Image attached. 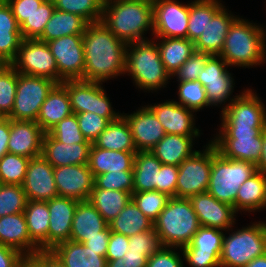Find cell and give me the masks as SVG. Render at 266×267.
I'll return each instance as SVG.
<instances>
[{
	"mask_svg": "<svg viewBox=\"0 0 266 267\" xmlns=\"http://www.w3.org/2000/svg\"><path fill=\"white\" fill-rule=\"evenodd\" d=\"M94 185L99 189L133 193V170L108 172L95 176Z\"/></svg>",
	"mask_w": 266,
	"mask_h": 267,
	"instance_id": "obj_51",
	"label": "cell"
},
{
	"mask_svg": "<svg viewBox=\"0 0 266 267\" xmlns=\"http://www.w3.org/2000/svg\"><path fill=\"white\" fill-rule=\"evenodd\" d=\"M154 40L158 46L162 63L171 77L195 52L194 42L188 38L154 37Z\"/></svg>",
	"mask_w": 266,
	"mask_h": 267,
	"instance_id": "obj_36",
	"label": "cell"
},
{
	"mask_svg": "<svg viewBox=\"0 0 266 267\" xmlns=\"http://www.w3.org/2000/svg\"><path fill=\"white\" fill-rule=\"evenodd\" d=\"M256 169L266 175V129L262 131V150L261 158L256 164Z\"/></svg>",
	"mask_w": 266,
	"mask_h": 267,
	"instance_id": "obj_64",
	"label": "cell"
},
{
	"mask_svg": "<svg viewBox=\"0 0 266 267\" xmlns=\"http://www.w3.org/2000/svg\"><path fill=\"white\" fill-rule=\"evenodd\" d=\"M195 151L178 166L176 198L189 199L205 193L209 187L212 167V142Z\"/></svg>",
	"mask_w": 266,
	"mask_h": 267,
	"instance_id": "obj_11",
	"label": "cell"
},
{
	"mask_svg": "<svg viewBox=\"0 0 266 267\" xmlns=\"http://www.w3.org/2000/svg\"><path fill=\"white\" fill-rule=\"evenodd\" d=\"M92 143L65 144L55 140L49 133L43 137L42 156L53 166L88 164Z\"/></svg>",
	"mask_w": 266,
	"mask_h": 267,
	"instance_id": "obj_25",
	"label": "cell"
},
{
	"mask_svg": "<svg viewBox=\"0 0 266 267\" xmlns=\"http://www.w3.org/2000/svg\"><path fill=\"white\" fill-rule=\"evenodd\" d=\"M77 120L80 131L87 139L93 143L99 135L107 128L110 121L105 117H100L96 113L82 112L77 113Z\"/></svg>",
	"mask_w": 266,
	"mask_h": 267,
	"instance_id": "obj_53",
	"label": "cell"
},
{
	"mask_svg": "<svg viewBox=\"0 0 266 267\" xmlns=\"http://www.w3.org/2000/svg\"><path fill=\"white\" fill-rule=\"evenodd\" d=\"M238 16L239 15L234 16L231 11L223 6L212 17V20L208 21L207 27L194 43L195 51L219 56L224 45L225 37L228 34L229 27Z\"/></svg>",
	"mask_w": 266,
	"mask_h": 267,
	"instance_id": "obj_27",
	"label": "cell"
},
{
	"mask_svg": "<svg viewBox=\"0 0 266 267\" xmlns=\"http://www.w3.org/2000/svg\"><path fill=\"white\" fill-rule=\"evenodd\" d=\"M56 81L18 72L14 106L8 116L15 121H34Z\"/></svg>",
	"mask_w": 266,
	"mask_h": 267,
	"instance_id": "obj_10",
	"label": "cell"
},
{
	"mask_svg": "<svg viewBox=\"0 0 266 267\" xmlns=\"http://www.w3.org/2000/svg\"><path fill=\"white\" fill-rule=\"evenodd\" d=\"M179 105L196 112L210 107L204 86L199 81H178Z\"/></svg>",
	"mask_w": 266,
	"mask_h": 267,
	"instance_id": "obj_44",
	"label": "cell"
},
{
	"mask_svg": "<svg viewBox=\"0 0 266 267\" xmlns=\"http://www.w3.org/2000/svg\"><path fill=\"white\" fill-rule=\"evenodd\" d=\"M161 161L151 151H137L133 167V192L157 191Z\"/></svg>",
	"mask_w": 266,
	"mask_h": 267,
	"instance_id": "obj_35",
	"label": "cell"
},
{
	"mask_svg": "<svg viewBox=\"0 0 266 267\" xmlns=\"http://www.w3.org/2000/svg\"><path fill=\"white\" fill-rule=\"evenodd\" d=\"M110 234L111 231L108 227L105 231H101V236L90 237L83 244L89 247L90 250L98 252V255L106 257Z\"/></svg>",
	"mask_w": 266,
	"mask_h": 267,
	"instance_id": "obj_62",
	"label": "cell"
},
{
	"mask_svg": "<svg viewBox=\"0 0 266 267\" xmlns=\"http://www.w3.org/2000/svg\"><path fill=\"white\" fill-rule=\"evenodd\" d=\"M51 251L65 267H106V257L90 250L83 243L64 241L58 243Z\"/></svg>",
	"mask_w": 266,
	"mask_h": 267,
	"instance_id": "obj_34",
	"label": "cell"
},
{
	"mask_svg": "<svg viewBox=\"0 0 266 267\" xmlns=\"http://www.w3.org/2000/svg\"><path fill=\"white\" fill-rule=\"evenodd\" d=\"M128 243L131 252L142 253L147 259L162 247L159 235L154 227L148 231L130 236Z\"/></svg>",
	"mask_w": 266,
	"mask_h": 267,
	"instance_id": "obj_52",
	"label": "cell"
},
{
	"mask_svg": "<svg viewBox=\"0 0 266 267\" xmlns=\"http://www.w3.org/2000/svg\"><path fill=\"white\" fill-rule=\"evenodd\" d=\"M19 73L54 80L58 83V68L46 42L23 39L17 55L10 63Z\"/></svg>",
	"mask_w": 266,
	"mask_h": 267,
	"instance_id": "obj_12",
	"label": "cell"
},
{
	"mask_svg": "<svg viewBox=\"0 0 266 267\" xmlns=\"http://www.w3.org/2000/svg\"><path fill=\"white\" fill-rule=\"evenodd\" d=\"M21 267H35L29 260H27Z\"/></svg>",
	"mask_w": 266,
	"mask_h": 267,
	"instance_id": "obj_66",
	"label": "cell"
},
{
	"mask_svg": "<svg viewBox=\"0 0 266 267\" xmlns=\"http://www.w3.org/2000/svg\"><path fill=\"white\" fill-rule=\"evenodd\" d=\"M128 240V236L111 231L106 252V260L122 258L129 248Z\"/></svg>",
	"mask_w": 266,
	"mask_h": 267,
	"instance_id": "obj_58",
	"label": "cell"
},
{
	"mask_svg": "<svg viewBox=\"0 0 266 267\" xmlns=\"http://www.w3.org/2000/svg\"><path fill=\"white\" fill-rule=\"evenodd\" d=\"M29 160L21 155L5 154L0 159L1 184L23 185Z\"/></svg>",
	"mask_w": 266,
	"mask_h": 267,
	"instance_id": "obj_45",
	"label": "cell"
},
{
	"mask_svg": "<svg viewBox=\"0 0 266 267\" xmlns=\"http://www.w3.org/2000/svg\"><path fill=\"white\" fill-rule=\"evenodd\" d=\"M18 71L11 64L0 68V117H8L14 106Z\"/></svg>",
	"mask_w": 266,
	"mask_h": 267,
	"instance_id": "obj_43",
	"label": "cell"
},
{
	"mask_svg": "<svg viewBox=\"0 0 266 267\" xmlns=\"http://www.w3.org/2000/svg\"><path fill=\"white\" fill-rule=\"evenodd\" d=\"M48 133L55 140L65 144L91 143L87 141L80 131L76 114H72L61 120Z\"/></svg>",
	"mask_w": 266,
	"mask_h": 267,
	"instance_id": "obj_50",
	"label": "cell"
},
{
	"mask_svg": "<svg viewBox=\"0 0 266 267\" xmlns=\"http://www.w3.org/2000/svg\"><path fill=\"white\" fill-rule=\"evenodd\" d=\"M26 204L27 197L22 185L1 184L0 218L10 214L23 213Z\"/></svg>",
	"mask_w": 266,
	"mask_h": 267,
	"instance_id": "obj_48",
	"label": "cell"
},
{
	"mask_svg": "<svg viewBox=\"0 0 266 267\" xmlns=\"http://www.w3.org/2000/svg\"><path fill=\"white\" fill-rule=\"evenodd\" d=\"M57 10L76 14L88 23L102 19L103 6L97 0H54Z\"/></svg>",
	"mask_w": 266,
	"mask_h": 267,
	"instance_id": "obj_46",
	"label": "cell"
},
{
	"mask_svg": "<svg viewBox=\"0 0 266 267\" xmlns=\"http://www.w3.org/2000/svg\"><path fill=\"white\" fill-rule=\"evenodd\" d=\"M106 261V267H146L147 264V258L142 253L131 252L130 248L122 258Z\"/></svg>",
	"mask_w": 266,
	"mask_h": 267,
	"instance_id": "obj_60",
	"label": "cell"
},
{
	"mask_svg": "<svg viewBox=\"0 0 266 267\" xmlns=\"http://www.w3.org/2000/svg\"><path fill=\"white\" fill-rule=\"evenodd\" d=\"M266 127H220L210 140L225 158L243 160L255 165L261 158L262 131Z\"/></svg>",
	"mask_w": 266,
	"mask_h": 267,
	"instance_id": "obj_8",
	"label": "cell"
},
{
	"mask_svg": "<svg viewBox=\"0 0 266 267\" xmlns=\"http://www.w3.org/2000/svg\"><path fill=\"white\" fill-rule=\"evenodd\" d=\"M28 260L35 267H65L51 250H40L29 257Z\"/></svg>",
	"mask_w": 266,
	"mask_h": 267,
	"instance_id": "obj_61",
	"label": "cell"
},
{
	"mask_svg": "<svg viewBox=\"0 0 266 267\" xmlns=\"http://www.w3.org/2000/svg\"><path fill=\"white\" fill-rule=\"evenodd\" d=\"M189 3L179 0L153 2V36L187 38Z\"/></svg>",
	"mask_w": 266,
	"mask_h": 267,
	"instance_id": "obj_17",
	"label": "cell"
},
{
	"mask_svg": "<svg viewBox=\"0 0 266 267\" xmlns=\"http://www.w3.org/2000/svg\"><path fill=\"white\" fill-rule=\"evenodd\" d=\"M58 68V83L64 80H84L83 35H66L46 42Z\"/></svg>",
	"mask_w": 266,
	"mask_h": 267,
	"instance_id": "obj_14",
	"label": "cell"
},
{
	"mask_svg": "<svg viewBox=\"0 0 266 267\" xmlns=\"http://www.w3.org/2000/svg\"><path fill=\"white\" fill-rule=\"evenodd\" d=\"M0 244L18 250L27 258L40 251L29 236L24 213L0 218Z\"/></svg>",
	"mask_w": 266,
	"mask_h": 267,
	"instance_id": "obj_26",
	"label": "cell"
},
{
	"mask_svg": "<svg viewBox=\"0 0 266 267\" xmlns=\"http://www.w3.org/2000/svg\"><path fill=\"white\" fill-rule=\"evenodd\" d=\"M54 10V2H43L31 16L26 18L20 25L22 38L39 39Z\"/></svg>",
	"mask_w": 266,
	"mask_h": 267,
	"instance_id": "obj_47",
	"label": "cell"
},
{
	"mask_svg": "<svg viewBox=\"0 0 266 267\" xmlns=\"http://www.w3.org/2000/svg\"><path fill=\"white\" fill-rule=\"evenodd\" d=\"M126 119L137 151H150L165 135L162 124L146 106L133 113H122Z\"/></svg>",
	"mask_w": 266,
	"mask_h": 267,
	"instance_id": "obj_22",
	"label": "cell"
},
{
	"mask_svg": "<svg viewBox=\"0 0 266 267\" xmlns=\"http://www.w3.org/2000/svg\"><path fill=\"white\" fill-rule=\"evenodd\" d=\"M93 144L106 150L137 151L130 127L122 115L111 121Z\"/></svg>",
	"mask_w": 266,
	"mask_h": 267,
	"instance_id": "obj_39",
	"label": "cell"
},
{
	"mask_svg": "<svg viewBox=\"0 0 266 267\" xmlns=\"http://www.w3.org/2000/svg\"><path fill=\"white\" fill-rule=\"evenodd\" d=\"M10 138V118L0 117V159L8 153Z\"/></svg>",
	"mask_w": 266,
	"mask_h": 267,
	"instance_id": "obj_63",
	"label": "cell"
},
{
	"mask_svg": "<svg viewBox=\"0 0 266 267\" xmlns=\"http://www.w3.org/2000/svg\"><path fill=\"white\" fill-rule=\"evenodd\" d=\"M27 260L18 250L0 244V267H21Z\"/></svg>",
	"mask_w": 266,
	"mask_h": 267,
	"instance_id": "obj_59",
	"label": "cell"
},
{
	"mask_svg": "<svg viewBox=\"0 0 266 267\" xmlns=\"http://www.w3.org/2000/svg\"><path fill=\"white\" fill-rule=\"evenodd\" d=\"M257 95L252 89H244L220 111L219 127H266V107Z\"/></svg>",
	"mask_w": 266,
	"mask_h": 267,
	"instance_id": "obj_15",
	"label": "cell"
},
{
	"mask_svg": "<svg viewBox=\"0 0 266 267\" xmlns=\"http://www.w3.org/2000/svg\"><path fill=\"white\" fill-rule=\"evenodd\" d=\"M231 233L226 236L225 231L220 267H245L256 257L266 253V223L253 222L242 228H230ZM234 230V231H232Z\"/></svg>",
	"mask_w": 266,
	"mask_h": 267,
	"instance_id": "obj_7",
	"label": "cell"
},
{
	"mask_svg": "<svg viewBox=\"0 0 266 267\" xmlns=\"http://www.w3.org/2000/svg\"><path fill=\"white\" fill-rule=\"evenodd\" d=\"M262 209H266V175L257 170L238 189L235 211L251 213Z\"/></svg>",
	"mask_w": 266,
	"mask_h": 267,
	"instance_id": "obj_33",
	"label": "cell"
},
{
	"mask_svg": "<svg viewBox=\"0 0 266 267\" xmlns=\"http://www.w3.org/2000/svg\"><path fill=\"white\" fill-rule=\"evenodd\" d=\"M149 39L127 44L125 75L132 77L140 91L153 93L164 89L172 77L162 63L156 42Z\"/></svg>",
	"mask_w": 266,
	"mask_h": 267,
	"instance_id": "obj_4",
	"label": "cell"
},
{
	"mask_svg": "<svg viewBox=\"0 0 266 267\" xmlns=\"http://www.w3.org/2000/svg\"><path fill=\"white\" fill-rule=\"evenodd\" d=\"M189 200L201 226L222 229L228 233L230 228L235 227L238 213L230 204L218 201L208 192L196 194Z\"/></svg>",
	"mask_w": 266,
	"mask_h": 267,
	"instance_id": "obj_21",
	"label": "cell"
},
{
	"mask_svg": "<svg viewBox=\"0 0 266 267\" xmlns=\"http://www.w3.org/2000/svg\"><path fill=\"white\" fill-rule=\"evenodd\" d=\"M16 18L19 25H21L26 18L30 17L38 7L43 3L42 0H5Z\"/></svg>",
	"mask_w": 266,
	"mask_h": 267,
	"instance_id": "obj_57",
	"label": "cell"
},
{
	"mask_svg": "<svg viewBox=\"0 0 266 267\" xmlns=\"http://www.w3.org/2000/svg\"><path fill=\"white\" fill-rule=\"evenodd\" d=\"M211 56L210 53L195 51L174 73L172 79L176 77L178 79L176 81H197L199 74H201Z\"/></svg>",
	"mask_w": 266,
	"mask_h": 267,
	"instance_id": "obj_54",
	"label": "cell"
},
{
	"mask_svg": "<svg viewBox=\"0 0 266 267\" xmlns=\"http://www.w3.org/2000/svg\"><path fill=\"white\" fill-rule=\"evenodd\" d=\"M223 6L221 0H191L187 38L195 43L207 27L208 21H211Z\"/></svg>",
	"mask_w": 266,
	"mask_h": 267,
	"instance_id": "obj_42",
	"label": "cell"
},
{
	"mask_svg": "<svg viewBox=\"0 0 266 267\" xmlns=\"http://www.w3.org/2000/svg\"><path fill=\"white\" fill-rule=\"evenodd\" d=\"M245 267H266V253L263 256L256 257L250 261Z\"/></svg>",
	"mask_w": 266,
	"mask_h": 267,
	"instance_id": "obj_65",
	"label": "cell"
},
{
	"mask_svg": "<svg viewBox=\"0 0 266 267\" xmlns=\"http://www.w3.org/2000/svg\"><path fill=\"white\" fill-rule=\"evenodd\" d=\"M46 202L50 214L48 250H51L58 243L70 240L72 221L79 202L62 196Z\"/></svg>",
	"mask_w": 266,
	"mask_h": 267,
	"instance_id": "obj_24",
	"label": "cell"
},
{
	"mask_svg": "<svg viewBox=\"0 0 266 267\" xmlns=\"http://www.w3.org/2000/svg\"><path fill=\"white\" fill-rule=\"evenodd\" d=\"M199 137L166 134L150 151L162 164L179 166L197 151L193 145L195 144L194 140Z\"/></svg>",
	"mask_w": 266,
	"mask_h": 267,
	"instance_id": "obj_32",
	"label": "cell"
},
{
	"mask_svg": "<svg viewBox=\"0 0 266 267\" xmlns=\"http://www.w3.org/2000/svg\"><path fill=\"white\" fill-rule=\"evenodd\" d=\"M43 2H54V0H42Z\"/></svg>",
	"mask_w": 266,
	"mask_h": 267,
	"instance_id": "obj_68",
	"label": "cell"
},
{
	"mask_svg": "<svg viewBox=\"0 0 266 267\" xmlns=\"http://www.w3.org/2000/svg\"><path fill=\"white\" fill-rule=\"evenodd\" d=\"M171 197L160 191L133 192L132 200L151 221H155Z\"/></svg>",
	"mask_w": 266,
	"mask_h": 267,
	"instance_id": "obj_49",
	"label": "cell"
},
{
	"mask_svg": "<svg viewBox=\"0 0 266 267\" xmlns=\"http://www.w3.org/2000/svg\"><path fill=\"white\" fill-rule=\"evenodd\" d=\"M224 230L201 226L189 245L181 248L190 267H220Z\"/></svg>",
	"mask_w": 266,
	"mask_h": 267,
	"instance_id": "obj_16",
	"label": "cell"
},
{
	"mask_svg": "<svg viewBox=\"0 0 266 267\" xmlns=\"http://www.w3.org/2000/svg\"><path fill=\"white\" fill-rule=\"evenodd\" d=\"M88 24L84 18L76 14L63 12L55 8L50 20L46 23L42 36L38 40L48 42L66 35H83Z\"/></svg>",
	"mask_w": 266,
	"mask_h": 267,
	"instance_id": "obj_38",
	"label": "cell"
},
{
	"mask_svg": "<svg viewBox=\"0 0 266 267\" xmlns=\"http://www.w3.org/2000/svg\"><path fill=\"white\" fill-rule=\"evenodd\" d=\"M54 179L59 196L81 202L89 199L95 177L84 164L54 167Z\"/></svg>",
	"mask_w": 266,
	"mask_h": 267,
	"instance_id": "obj_18",
	"label": "cell"
},
{
	"mask_svg": "<svg viewBox=\"0 0 266 267\" xmlns=\"http://www.w3.org/2000/svg\"><path fill=\"white\" fill-rule=\"evenodd\" d=\"M256 171V165L252 162L223 157L212 143V167L207 192L235 209L238 189Z\"/></svg>",
	"mask_w": 266,
	"mask_h": 267,
	"instance_id": "obj_6",
	"label": "cell"
},
{
	"mask_svg": "<svg viewBox=\"0 0 266 267\" xmlns=\"http://www.w3.org/2000/svg\"><path fill=\"white\" fill-rule=\"evenodd\" d=\"M131 199L132 194L127 191L99 189L94 185L88 200L109 223L119 215Z\"/></svg>",
	"mask_w": 266,
	"mask_h": 267,
	"instance_id": "obj_40",
	"label": "cell"
},
{
	"mask_svg": "<svg viewBox=\"0 0 266 267\" xmlns=\"http://www.w3.org/2000/svg\"><path fill=\"white\" fill-rule=\"evenodd\" d=\"M22 186L27 200L46 202L59 196L54 167L42 155L29 160Z\"/></svg>",
	"mask_w": 266,
	"mask_h": 267,
	"instance_id": "obj_19",
	"label": "cell"
},
{
	"mask_svg": "<svg viewBox=\"0 0 266 267\" xmlns=\"http://www.w3.org/2000/svg\"><path fill=\"white\" fill-rule=\"evenodd\" d=\"M146 106L156 115L166 134L201 136V130L195 126V112L179 105L176 100Z\"/></svg>",
	"mask_w": 266,
	"mask_h": 267,
	"instance_id": "obj_20",
	"label": "cell"
},
{
	"mask_svg": "<svg viewBox=\"0 0 266 267\" xmlns=\"http://www.w3.org/2000/svg\"><path fill=\"white\" fill-rule=\"evenodd\" d=\"M182 256L181 248L162 246L147 259L146 267H185Z\"/></svg>",
	"mask_w": 266,
	"mask_h": 267,
	"instance_id": "obj_55",
	"label": "cell"
},
{
	"mask_svg": "<svg viewBox=\"0 0 266 267\" xmlns=\"http://www.w3.org/2000/svg\"><path fill=\"white\" fill-rule=\"evenodd\" d=\"M228 67L229 65L222 57L212 55L197 79L204 86L207 100L211 107L224 105L221 111L238 96V93L236 96H232L235 82L232 73H229Z\"/></svg>",
	"mask_w": 266,
	"mask_h": 267,
	"instance_id": "obj_13",
	"label": "cell"
},
{
	"mask_svg": "<svg viewBox=\"0 0 266 267\" xmlns=\"http://www.w3.org/2000/svg\"><path fill=\"white\" fill-rule=\"evenodd\" d=\"M23 40L20 25L5 0H0V61L10 64Z\"/></svg>",
	"mask_w": 266,
	"mask_h": 267,
	"instance_id": "obj_31",
	"label": "cell"
},
{
	"mask_svg": "<svg viewBox=\"0 0 266 267\" xmlns=\"http://www.w3.org/2000/svg\"><path fill=\"white\" fill-rule=\"evenodd\" d=\"M62 84L67 89L73 114L96 113L100 117L107 118L110 122L122 115L121 112L114 111L112 102L103 88V83L76 79L64 80Z\"/></svg>",
	"mask_w": 266,
	"mask_h": 267,
	"instance_id": "obj_9",
	"label": "cell"
},
{
	"mask_svg": "<svg viewBox=\"0 0 266 267\" xmlns=\"http://www.w3.org/2000/svg\"><path fill=\"white\" fill-rule=\"evenodd\" d=\"M102 6H104L108 0H97Z\"/></svg>",
	"mask_w": 266,
	"mask_h": 267,
	"instance_id": "obj_67",
	"label": "cell"
},
{
	"mask_svg": "<svg viewBox=\"0 0 266 267\" xmlns=\"http://www.w3.org/2000/svg\"><path fill=\"white\" fill-rule=\"evenodd\" d=\"M153 227L162 246L183 248L201 225L189 199L171 197Z\"/></svg>",
	"mask_w": 266,
	"mask_h": 267,
	"instance_id": "obj_5",
	"label": "cell"
},
{
	"mask_svg": "<svg viewBox=\"0 0 266 267\" xmlns=\"http://www.w3.org/2000/svg\"><path fill=\"white\" fill-rule=\"evenodd\" d=\"M44 135L45 132L37 122L10 119L8 153L29 159L42 155Z\"/></svg>",
	"mask_w": 266,
	"mask_h": 267,
	"instance_id": "obj_23",
	"label": "cell"
},
{
	"mask_svg": "<svg viewBox=\"0 0 266 267\" xmlns=\"http://www.w3.org/2000/svg\"><path fill=\"white\" fill-rule=\"evenodd\" d=\"M103 24L126 44L153 36V3L147 0H108L103 6ZM145 33V34H144Z\"/></svg>",
	"mask_w": 266,
	"mask_h": 267,
	"instance_id": "obj_2",
	"label": "cell"
},
{
	"mask_svg": "<svg viewBox=\"0 0 266 267\" xmlns=\"http://www.w3.org/2000/svg\"><path fill=\"white\" fill-rule=\"evenodd\" d=\"M137 151H114L96 147L93 143L89 151L88 166L93 176L108 172L133 170Z\"/></svg>",
	"mask_w": 266,
	"mask_h": 267,
	"instance_id": "obj_30",
	"label": "cell"
},
{
	"mask_svg": "<svg viewBox=\"0 0 266 267\" xmlns=\"http://www.w3.org/2000/svg\"><path fill=\"white\" fill-rule=\"evenodd\" d=\"M23 213L31 240L40 250H48L50 214L47 202L27 200Z\"/></svg>",
	"mask_w": 266,
	"mask_h": 267,
	"instance_id": "obj_37",
	"label": "cell"
},
{
	"mask_svg": "<svg viewBox=\"0 0 266 267\" xmlns=\"http://www.w3.org/2000/svg\"><path fill=\"white\" fill-rule=\"evenodd\" d=\"M237 17L229 27L220 53L229 67L253 68L266 62V27Z\"/></svg>",
	"mask_w": 266,
	"mask_h": 267,
	"instance_id": "obj_3",
	"label": "cell"
},
{
	"mask_svg": "<svg viewBox=\"0 0 266 267\" xmlns=\"http://www.w3.org/2000/svg\"><path fill=\"white\" fill-rule=\"evenodd\" d=\"M72 114L67 89L62 83H57L41 105L36 122L48 133L57 123Z\"/></svg>",
	"mask_w": 266,
	"mask_h": 267,
	"instance_id": "obj_29",
	"label": "cell"
},
{
	"mask_svg": "<svg viewBox=\"0 0 266 267\" xmlns=\"http://www.w3.org/2000/svg\"><path fill=\"white\" fill-rule=\"evenodd\" d=\"M108 227V223L89 200L81 201L74 213L70 241L84 243L90 237L101 236V231Z\"/></svg>",
	"mask_w": 266,
	"mask_h": 267,
	"instance_id": "obj_28",
	"label": "cell"
},
{
	"mask_svg": "<svg viewBox=\"0 0 266 267\" xmlns=\"http://www.w3.org/2000/svg\"><path fill=\"white\" fill-rule=\"evenodd\" d=\"M108 225L110 231L130 237L152 229L153 221L145 216L131 199Z\"/></svg>",
	"mask_w": 266,
	"mask_h": 267,
	"instance_id": "obj_41",
	"label": "cell"
},
{
	"mask_svg": "<svg viewBox=\"0 0 266 267\" xmlns=\"http://www.w3.org/2000/svg\"><path fill=\"white\" fill-rule=\"evenodd\" d=\"M126 47L102 21L89 23L83 34L84 80L105 83L124 76Z\"/></svg>",
	"mask_w": 266,
	"mask_h": 267,
	"instance_id": "obj_1",
	"label": "cell"
},
{
	"mask_svg": "<svg viewBox=\"0 0 266 267\" xmlns=\"http://www.w3.org/2000/svg\"><path fill=\"white\" fill-rule=\"evenodd\" d=\"M177 179L178 166L162 164L159 173V184H157V191L167 194L169 197H176Z\"/></svg>",
	"mask_w": 266,
	"mask_h": 267,
	"instance_id": "obj_56",
	"label": "cell"
}]
</instances>
